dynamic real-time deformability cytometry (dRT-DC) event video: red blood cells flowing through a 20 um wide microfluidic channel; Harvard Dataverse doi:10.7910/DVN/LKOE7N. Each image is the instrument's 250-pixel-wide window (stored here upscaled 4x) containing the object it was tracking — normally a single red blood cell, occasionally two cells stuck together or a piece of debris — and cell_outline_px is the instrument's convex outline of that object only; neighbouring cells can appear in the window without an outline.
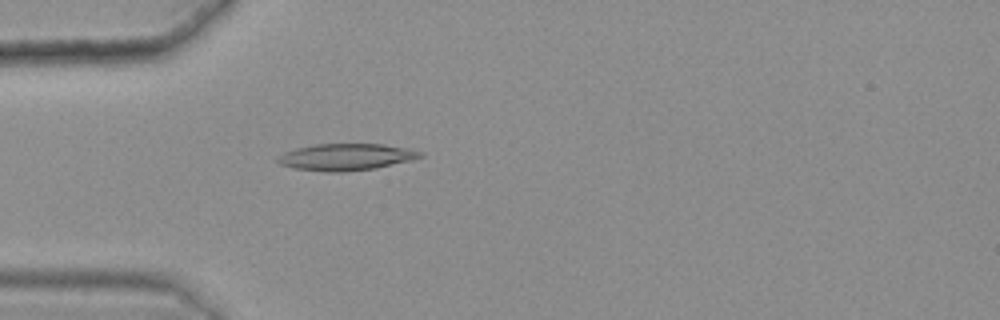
{"species": "common noctule bat (a hibernating species)", "species_latin": "Nyctalus noctula", "temperature_condition": "warm", "stored_images_in_passage": 49, "camera_frame_rate_fps": 3000, "um_per_image_px": 0.085, "animal": {"sex": "female", "body_mass_g": 25.1}, "frame": {"image": 1, "passage_image": 16, "time_ms": 5.0, "image_size_px": [1000, 320], "cell_outline_px": [[424, 156], [412, 160], [376, 168], [344, 172], [324, 172], [296, 168], [280, 164], [276, 160], [284, 152], [296, 148], [316, 144], [384, 144], [408, 148], [424, 152]], "centroid_in_image_um": [29.46, 13.34], "position_along_channel_um": 55.5, "area_um2": 22.25}}
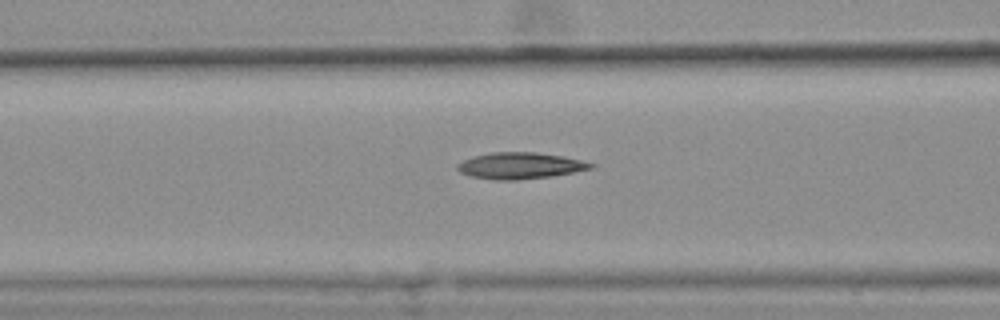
{"frame": {"image": 2, "passage_image": 22, "time_ms": 7.0, "image_size_px": [1000, 320], "cell_outline_px": [[596, 164], [592, 168], [552, 176], [516, 180], [496, 180], [468, 176], [460, 172], [456, 168], [456, 164], [472, 156], [492, 152], [536, 152], [564, 156]], "centroid_in_image_um": [44.16, 14.08], "position_along_channel_um": 122.4, "area_um2": 20.58}}
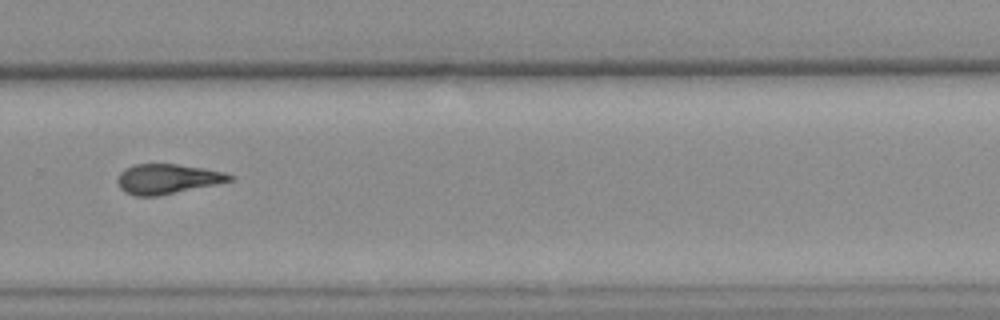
{"frame": {"image": 3, "passage_image": 38, "time_ms": 12.333, "image_size_px": [1000, 320], "cell_outline_px": [[232, 180], [216, 184], [160, 196], [136, 196], [124, 192], [120, 188], [116, 180], [120, 172], [124, 168], [136, 164], [176, 164], [204, 168], [224, 172], [232, 176]], "centroid_in_image_um": [14.18, 15.21], "position_along_channel_um": 315.6, "area_um2": 19.54}, "authors_computed_cell_mechanics": {"area_um2": 20.23, "velocity_mm_per_s": 3.624, "shape_relaxation_time_tau1_ms": null, "shape_relaxation_time_tau2_ms": 4.1249, "deformation_change_tau1": null, "deformation_change_tau2": 0.1445}}